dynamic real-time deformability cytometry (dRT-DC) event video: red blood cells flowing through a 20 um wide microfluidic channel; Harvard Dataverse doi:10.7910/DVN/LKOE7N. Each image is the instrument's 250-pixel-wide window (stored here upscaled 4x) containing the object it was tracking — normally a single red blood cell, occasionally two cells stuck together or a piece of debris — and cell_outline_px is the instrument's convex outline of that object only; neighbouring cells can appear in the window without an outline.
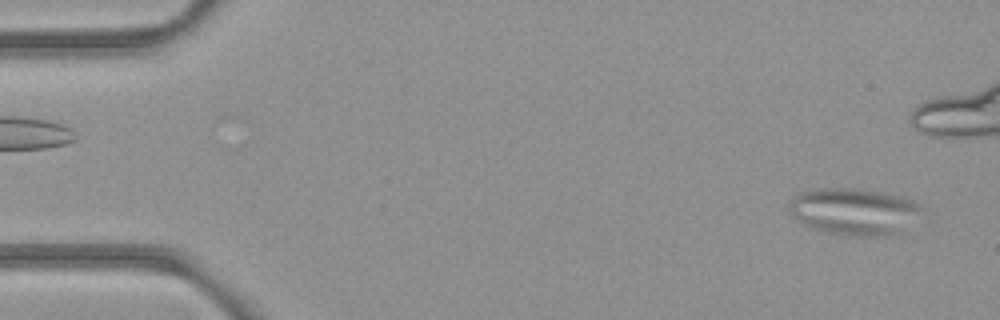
{"species": "common noctule bat (a hibernating species)", "species_latin": "Nyctalus noctula", "temperature_condition": "room temperature", "stored_images_in_passage": 4, "camera_frame_rate_fps": 3000, "um_per_image_px": 0.085, "animal": {"sex": "female", "body_mass_g": 21.9}, "frame": {"image": 1, "passage_image": 1, "time_ms": 0.0, "image_size_px": [1000, 320], "cell_outline_px": [[924, 208], [900, 232], [876, 236], [848, 236], [828, 232], [812, 228], [804, 224], [788, 208], [788, 204], [792, 196], [800, 192], [820, 188], [852, 188], [880, 192], [900, 196], [912, 200], [920, 204]], "centroid_in_image_um": [72.57, 17.96], "position_along_channel_um": 12.4, "area_um2": 35.72}}